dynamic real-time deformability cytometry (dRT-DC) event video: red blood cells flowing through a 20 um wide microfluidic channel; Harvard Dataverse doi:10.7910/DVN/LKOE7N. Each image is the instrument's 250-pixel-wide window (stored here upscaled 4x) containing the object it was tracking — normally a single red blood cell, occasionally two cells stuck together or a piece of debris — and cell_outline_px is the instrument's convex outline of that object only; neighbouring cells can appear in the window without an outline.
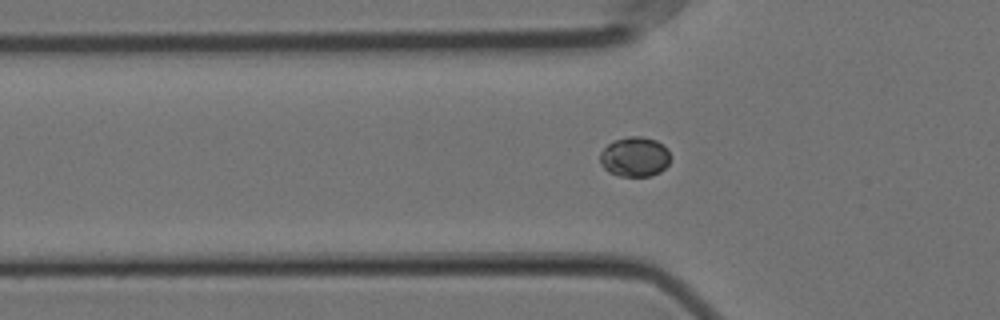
{"species": "Egyptian fruit bat (a non-hibernating species)", "species_latin": "Rousettus aegyptiacus", "temperature_condition": "cold", "stored_images_in_passage": 42, "camera_frame_rate_fps": 3000, "um_per_image_px": 0.085, "animal": {"sex": "female"}, "frame": {"image": 1, "passage_image": 3, "time_ms": 0.667, "image_size_px": [1000, 320], "cell_outline_px": [[672, 156], [668, 164], [660, 172], [652, 176], [620, 176], [608, 172], [600, 164], [600, 152], [612, 140], [628, 136], [640, 136], [656, 140], [664, 144], [668, 148]], "centroid_in_image_um": [53.97, 13.32], "position_along_channel_um": 71.8, "area_um2": 16.7}}
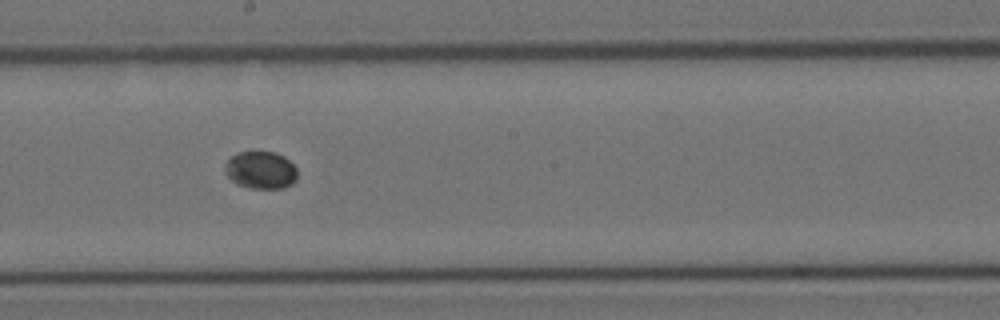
{"frame": {"image": 2, "passage_image": 16, "time_ms": 5.0, "image_size_px": [1000, 320], "cell_outline_px": [[296, 180], [292, 184], [284, 188], [248, 188], [236, 184], [224, 172], [224, 164], [236, 152], [276, 152], [284, 156], [296, 168]], "centroid_in_image_um": [22.14, 14.46], "position_along_channel_um": 226.1, "area_um2": 15.9}}
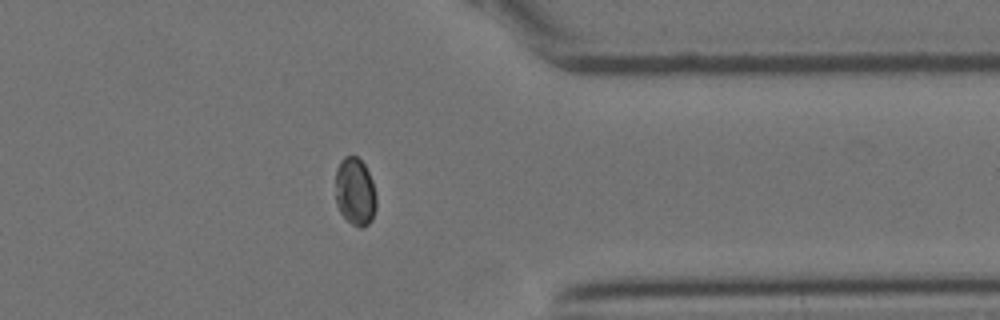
{"frame": {"image": 3, "passage_image": 30, "time_ms": 9.667, "image_size_px": [1000, 320], "cell_outline_px": [[376, 208], [372, 220], [364, 228], [360, 228], [352, 224], [340, 212], [336, 204], [336, 168], [340, 160], [344, 156], [356, 156], [364, 164], [372, 180], [376, 196]], "centroid_in_image_um": [30.18, 16.3], "position_along_channel_um": 381.2, "area_um2": 16.24}}